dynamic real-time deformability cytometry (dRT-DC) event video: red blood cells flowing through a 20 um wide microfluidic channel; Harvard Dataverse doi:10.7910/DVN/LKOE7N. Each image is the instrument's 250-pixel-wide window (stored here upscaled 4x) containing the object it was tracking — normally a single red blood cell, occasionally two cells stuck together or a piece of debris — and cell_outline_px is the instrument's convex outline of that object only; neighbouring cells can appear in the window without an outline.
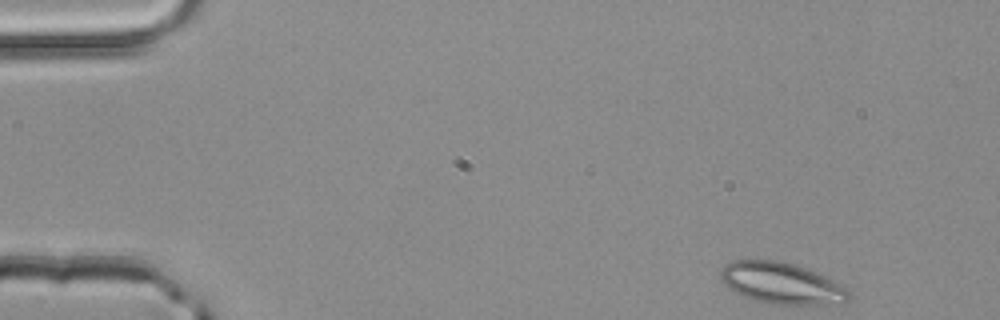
{"species": "common noctule bat (a hibernating species)", "species_latin": "Nyctalus noctula", "temperature_condition": "room temperature", "stored_images_in_passage": 2, "camera_frame_rate_fps": 3000, "um_per_image_px": 0.085, "animal": {"sex": "male", "body_mass_g": 20.4}, "frame": {"image": 1, "passage_image": 1, "time_ms": 0.0, "image_size_px": [1000, 320], "cell_outline_px": [[848, 300], [844, 304], [772, 304], [756, 300], [744, 296], [728, 288], [720, 280], [720, 272], [724, 264], [732, 260], [776, 260], [792, 264], [804, 268], [824, 276], [848, 288]], "centroid_in_image_um": [66.4, 24.08], "position_along_channel_um": 18.6, "area_um2": 30.69}}